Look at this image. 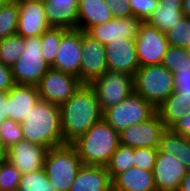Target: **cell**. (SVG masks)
<instances>
[{
	"instance_id": "41",
	"label": "cell",
	"mask_w": 190,
	"mask_h": 191,
	"mask_svg": "<svg viewBox=\"0 0 190 191\" xmlns=\"http://www.w3.org/2000/svg\"><path fill=\"white\" fill-rule=\"evenodd\" d=\"M170 129L174 133H177L189 139L190 138V112L185 113L183 118L178 120Z\"/></svg>"
},
{
	"instance_id": "13",
	"label": "cell",
	"mask_w": 190,
	"mask_h": 191,
	"mask_svg": "<svg viewBox=\"0 0 190 191\" xmlns=\"http://www.w3.org/2000/svg\"><path fill=\"white\" fill-rule=\"evenodd\" d=\"M82 61L81 30H68L61 38L52 69L80 78Z\"/></svg>"
},
{
	"instance_id": "12",
	"label": "cell",
	"mask_w": 190,
	"mask_h": 191,
	"mask_svg": "<svg viewBox=\"0 0 190 191\" xmlns=\"http://www.w3.org/2000/svg\"><path fill=\"white\" fill-rule=\"evenodd\" d=\"M81 49L80 81L91 84L108 69L105 45L81 31Z\"/></svg>"
},
{
	"instance_id": "4",
	"label": "cell",
	"mask_w": 190,
	"mask_h": 191,
	"mask_svg": "<svg viewBox=\"0 0 190 191\" xmlns=\"http://www.w3.org/2000/svg\"><path fill=\"white\" fill-rule=\"evenodd\" d=\"M83 166L71 144L48 150L43 169L57 191H70L79 169Z\"/></svg>"
},
{
	"instance_id": "48",
	"label": "cell",
	"mask_w": 190,
	"mask_h": 191,
	"mask_svg": "<svg viewBox=\"0 0 190 191\" xmlns=\"http://www.w3.org/2000/svg\"><path fill=\"white\" fill-rule=\"evenodd\" d=\"M5 3H11V2H15V1H18V0H3Z\"/></svg>"
},
{
	"instance_id": "8",
	"label": "cell",
	"mask_w": 190,
	"mask_h": 191,
	"mask_svg": "<svg viewBox=\"0 0 190 191\" xmlns=\"http://www.w3.org/2000/svg\"><path fill=\"white\" fill-rule=\"evenodd\" d=\"M96 93L102 112L118 105L134 92V77L130 74L106 70L90 84Z\"/></svg>"
},
{
	"instance_id": "26",
	"label": "cell",
	"mask_w": 190,
	"mask_h": 191,
	"mask_svg": "<svg viewBox=\"0 0 190 191\" xmlns=\"http://www.w3.org/2000/svg\"><path fill=\"white\" fill-rule=\"evenodd\" d=\"M166 129H170L185 113L190 112V107L179 98V94L173 92L157 109Z\"/></svg>"
},
{
	"instance_id": "29",
	"label": "cell",
	"mask_w": 190,
	"mask_h": 191,
	"mask_svg": "<svg viewBox=\"0 0 190 191\" xmlns=\"http://www.w3.org/2000/svg\"><path fill=\"white\" fill-rule=\"evenodd\" d=\"M67 31L63 28H49L41 35V54L50 67L54 64L61 38Z\"/></svg>"
},
{
	"instance_id": "22",
	"label": "cell",
	"mask_w": 190,
	"mask_h": 191,
	"mask_svg": "<svg viewBox=\"0 0 190 191\" xmlns=\"http://www.w3.org/2000/svg\"><path fill=\"white\" fill-rule=\"evenodd\" d=\"M112 191H157L153 171L131 167L112 179Z\"/></svg>"
},
{
	"instance_id": "44",
	"label": "cell",
	"mask_w": 190,
	"mask_h": 191,
	"mask_svg": "<svg viewBox=\"0 0 190 191\" xmlns=\"http://www.w3.org/2000/svg\"><path fill=\"white\" fill-rule=\"evenodd\" d=\"M181 9L183 15L190 18V0H182Z\"/></svg>"
},
{
	"instance_id": "35",
	"label": "cell",
	"mask_w": 190,
	"mask_h": 191,
	"mask_svg": "<svg viewBox=\"0 0 190 191\" xmlns=\"http://www.w3.org/2000/svg\"><path fill=\"white\" fill-rule=\"evenodd\" d=\"M21 173L7 159L0 163V191H18Z\"/></svg>"
},
{
	"instance_id": "46",
	"label": "cell",
	"mask_w": 190,
	"mask_h": 191,
	"mask_svg": "<svg viewBox=\"0 0 190 191\" xmlns=\"http://www.w3.org/2000/svg\"><path fill=\"white\" fill-rule=\"evenodd\" d=\"M31 1L39 2V3H45L47 0H31Z\"/></svg>"
},
{
	"instance_id": "20",
	"label": "cell",
	"mask_w": 190,
	"mask_h": 191,
	"mask_svg": "<svg viewBox=\"0 0 190 191\" xmlns=\"http://www.w3.org/2000/svg\"><path fill=\"white\" fill-rule=\"evenodd\" d=\"M79 1L47 0L44 3V9L50 28L77 29Z\"/></svg>"
},
{
	"instance_id": "24",
	"label": "cell",
	"mask_w": 190,
	"mask_h": 191,
	"mask_svg": "<svg viewBox=\"0 0 190 191\" xmlns=\"http://www.w3.org/2000/svg\"><path fill=\"white\" fill-rule=\"evenodd\" d=\"M181 3L182 0H159L156 9L145 22L166 33L183 18Z\"/></svg>"
},
{
	"instance_id": "27",
	"label": "cell",
	"mask_w": 190,
	"mask_h": 191,
	"mask_svg": "<svg viewBox=\"0 0 190 191\" xmlns=\"http://www.w3.org/2000/svg\"><path fill=\"white\" fill-rule=\"evenodd\" d=\"M24 51V37L20 35L15 34L0 40V62L8 67H12Z\"/></svg>"
},
{
	"instance_id": "14",
	"label": "cell",
	"mask_w": 190,
	"mask_h": 191,
	"mask_svg": "<svg viewBox=\"0 0 190 191\" xmlns=\"http://www.w3.org/2000/svg\"><path fill=\"white\" fill-rule=\"evenodd\" d=\"M108 70L134 77L139 66L135 39L114 38L105 45Z\"/></svg>"
},
{
	"instance_id": "19",
	"label": "cell",
	"mask_w": 190,
	"mask_h": 191,
	"mask_svg": "<svg viewBox=\"0 0 190 191\" xmlns=\"http://www.w3.org/2000/svg\"><path fill=\"white\" fill-rule=\"evenodd\" d=\"M39 100L37 86L15 84L8 91V119L21 123Z\"/></svg>"
},
{
	"instance_id": "7",
	"label": "cell",
	"mask_w": 190,
	"mask_h": 191,
	"mask_svg": "<svg viewBox=\"0 0 190 191\" xmlns=\"http://www.w3.org/2000/svg\"><path fill=\"white\" fill-rule=\"evenodd\" d=\"M156 109L133 92L118 105L103 112V119L117 132L150 118Z\"/></svg>"
},
{
	"instance_id": "40",
	"label": "cell",
	"mask_w": 190,
	"mask_h": 191,
	"mask_svg": "<svg viewBox=\"0 0 190 191\" xmlns=\"http://www.w3.org/2000/svg\"><path fill=\"white\" fill-rule=\"evenodd\" d=\"M14 85L11 67L0 62V92L9 91Z\"/></svg>"
},
{
	"instance_id": "47",
	"label": "cell",
	"mask_w": 190,
	"mask_h": 191,
	"mask_svg": "<svg viewBox=\"0 0 190 191\" xmlns=\"http://www.w3.org/2000/svg\"><path fill=\"white\" fill-rule=\"evenodd\" d=\"M6 3L3 0H0V9L5 5Z\"/></svg>"
},
{
	"instance_id": "39",
	"label": "cell",
	"mask_w": 190,
	"mask_h": 191,
	"mask_svg": "<svg viewBox=\"0 0 190 191\" xmlns=\"http://www.w3.org/2000/svg\"><path fill=\"white\" fill-rule=\"evenodd\" d=\"M111 10L113 18L132 17L129 0H104Z\"/></svg>"
},
{
	"instance_id": "28",
	"label": "cell",
	"mask_w": 190,
	"mask_h": 191,
	"mask_svg": "<svg viewBox=\"0 0 190 191\" xmlns=\"http://www.w3.org/2000/svg\"><path fill=\"white\" fill-rule=\"evenodd\" d=\"M134 148L119 145L111 156L105 168L108 171L111 179L117 174L134 167Z\"/></svg>"
},
{
	"instance_id": "18",
	"label": "cell",
	"mask_w": 190,
	"mask_h": 191,
	"mask_svg": "<svg viewBox=\"0 0 190 191\" xmlns=\"http://www.w3.org/2000/svg\"><path fill=\"white\" fill-rule=\"evenodd\" d=\"M142 21L135 17L113 18L105 22L90 27L86 33L92 38L106 45L114 38L135 39Z\"/></svg>"
},
{
	"instance_id": "43",
	"label": "cell",
	"mask_w": 190,
	"mask_h": 191,
	"mask_svg": "<svg viewBox=\"0 0 190 191\" xmlns=\"http://www.w3.org/2000/svg\"><path fill=\"white\" fill-rule=\"evenodd\" d=\"M178 191H190V168L187 171V174L180 183Z\"/></svg>"
},
{
	"instance_id": "9",
	"label": "cell",
	"mask_w": 190,
	"mask_h": 191,
	"mask_svg": "<svg viewBox=\"0 0 190 191\" xmlns=\"http://www.w3.org/2000/svg\"><path fill=\"white\" fill-rule=\"evenodd\" d=\"M80 78L50 68L37 85L40 100L60 106L81 87Z\"/></svg>"
},
{
	"instance_id": "5",
	"label": "cell",
	"mask_w": 190,
	"mask_h": 191,
	"mask_svg": "<svg viewBox=\"0 0 190 191\" xmlns=\"http://www.w3.org/2000/svg\"><path fill=\"white\" fill-rule=\"evenodd\" d=\"M134 92L157 109L173 92V73L163 65L140 66L134 75Z\"/></svg>"
},
{
	"instance_id": "30",
	"label": "cell",
	"mask_w": 190,
	"mask_h": 191,
	"mask_svg": "<svg viewBox=\"0 0 190 191\" xmlns=\"http://www.w3.org/2000/svg\"><path fill=\"white\" fill-rule=\"evenodd\" d=\"M18 17V1L6 3L0 9V40L16 34Z\"/></svg>"
},
{
	"instance_id": "31",
	"label": "cell",
	"mask_w": 190,
	"mask_h": 191,
	"mask_svg": "<svg viewBox=\"0 0 190 191\" xmlns=\"http://www.w3.org/2000/svg\"><path fill=\"white\" fill-rule=\"evenodd\" d=\"M18 191H57L48 180L44 169L22 174Z\"/></svg>"
},
{
	"instance_id": "17",
	"label": "cell",
	"mask_w": 190,
	"mask_h": 191,
	"mask_svg": "<svg viewBox=\"0 0 190 191\" xmlns=\"http://www.w3.org/2000/svg\"><path fill=\"white\" fill-rule=\"evenodd\" d=\"M19 17L16 34L24 38L40 36L50 26L44 9V3L31 0H18Z\"/></svg>"
},
{
	"instance_id": "16",
	"label": "cell",
	"mask_w": 190,
	"mask_h": 191,
	"mask_svg": "<svg viewBox=\"0 0 190 191\" xmlns=\"http://www.w3.org/2000/svg\"><path fill=\"white\" fill-rule=\"evenodd\" d=\"M48 148L22 140L6 150V159L21 174L31 173L43 169Z\"/></svg>"
},
{
	"instance_id": "2",
	"label": "cell",
	"mask_w": 190,
	"mask_h": 191,
	"mask_svg": "<svg viewBox=\"0 0 190 191\" xmlns=\"http://www.w3.org/2000/svg\"><path fill=\"white\" fill-rule=\"evenodd\" d=\"M24 140L48 149L64 145L60 108L56 104L39 100L20 123Z\"/></svg>"
},
{
	"instance_id": "36",
	"label": "cell",
	"mask_w": 190,
	"mask_h": 191,
	"mask_svg": "<svg viewBox=\"0 0 190 191\" xmlns=\"http://www.w3.org/2000/svg\"><path fill=\"white\" fill-rule=\"evenodd\" d=\"M174 92L190 107V69L173 72Z\"/></svg>"
},
{
	"instance_id": "45",
	"label": "cell",
	"mask_w": 190,
	"mask_h": 191,
	"mask_svg": "<svg viewBox=\"0 0 190 191\" xmlns=\"http://www.w3.org/2000/svg\"><path fill=\"white\" fill-rule=\"evenodd\" d=\"M6 159V150L3 148L2 144L0 143V163Z\"/></svg>"
},
{
	"instance_id": "23",
	"label": "cell",
	"mask_w": 190,
	"mask_h": 191,
	"mask_svg": "<svg viewBox=\"0 0 190 191\" xmlns=\"http://www.w3.org/2000/svg\"><path fill=\"white\" fill-rule=\"evenodd\" d=\"M78 14L77 29L83 32H86L92 26L113 19L111 10L104 0H80Z\"/></svg>"
},
{
	"instance_id": "37",
	"label": "cell",
	"mask_w": 190,
	"mask_h": 191,
	"mask_svg": "<svg viewBox=\"0 0 190 191\" xmlns=\"http://www.w3.org/2000/svg\"><path fill=\"white\" fill-rule=\"evenodd\" d=\"M158 149L154 148H134V167L146 171H153Z\"/></svg>"
},
{
	"instance_id": "15",
	"label": "cell",
	"mask_w": 190,
	"mask_h": 191,
	"mask_svg": "<svg viewBox=\"0 0 190 191\" xmlns=\"http://www.w3.org/2000/svg\"><path fill=\"white\" fill-rule=\"evenodd\" d=\"M188 169L177 160L175 155H169L158 150L153 170L156 190L178 191Z\"/></svg>"
},
{
	"instance_id": "34",
	"label": "cell",
	"mask_w": 190,
	"mask_h": 191,
	"mask_svg": "<svg viewBox=\"0 0 190 191\" xmlns=\"http://www.w3.org/2000/svg\"><path fill=\"white\" fill-rule=\"evenodd\" d=\"M24 140L21 124L10 119L0 124V143L5 150Z\"/></svg>"
},
{
	"instance_id": "10",
	"label": "cell",
	"mask_w": 190,
	"mask_h": 191,
	"mask_svg": "<svg viewBox=\"0 0 190 191\" xmlns=\"http://www.w3.org/2000/svg\"><path fill=\"white\" fill-rule=\"evenodd\" d=\"M135 42L139 66L161 65L163 56L169 48L165 33L142 22Z\"/></svg>"
},
{
	"instance_id": "11",
	"label": "cell",
	"mask_w": 190,
	"mask_h": 191,
	"mask_svg": "<svg viewBox=\"0 0 190 191\" xmlns=\"http://www.w3.org/2000/svg\"><path fill=\"white\" fill-rule=\"evenodd\" d=\"M165 130L166 127L156 111L147 120L119 132L120 144L132 148L159 149L160 139Z\"/></svg>"
},
{
	"instance_id": "21",
	"label": "cell",
	"mask_w": 190,
	"mask_h": 191,
	"mask_svg": "<svg viewBox=\"0 0 190 191\" xmlns=\"http://www.w3.org/2000/svg\"><path fill=\"white\" fill-rule=\"evenodd\" d=\"M70 191H112V179L104 166L83 165Z\"/></svg>"
},
{
	"instance_id": "25",
	"label": "cell",
	"mask_w": 190,
	"mask_h": 191,
	"mask_svg": "<svg viewBox=\"0 0 190 191\" xmlns=\"http://www.w3.org/2000/svg\"><path fill=\"white\" fill-rule=\"evenodd\" d=\"M158 150L175 155L178 161L190 168V144L187 138L166 129L161 136Z\"/></svg>"
},
{
	"instance_id": "1",
	"label": "cell",
	"mask_w": 190,
	"mask_h": 191,
	"mask_svg": "<svg viewBox=\"0 0 190 191\" xmlns=\"http://www.w3.org/2000/svg\"><path fill=\"white\" fill-rule=\"evenodd\" d=\"M59 108L65 144H71L103 118L96 93L90 84H82Z\"/></svg>"
},
{
	"instance_id": "3",
	"label": "cell",
	"mask_w": 190,
	"mask_h": 191,
	"mask_svg": "<svg viewBox=\"0 0 190 191\" xmlns=\"http://www.w3.org/2000/svg\"><path fill=\"white\" fill-rule=\"evenodd\" d=\"M83 165L106 166L120 145L119 132L103 118L71 143Z\"/></svg>"
},
{
	"instance_id": "32",
	"label": "cell",
	"mask_w": 190,
	"mask_h": 191,
	"mask_svg": "<svg viewBox=\"0 0 190 191\" xmlns=\"http://www.w3.org/2000/svg\"><path fill=\"white\" fill-rule=\"evenodd\" d=\"M161 65L170 70L190 69V50L184 47L169 46L164 54Z\"/></svg>"
},
{
	"instance_id": "33",
	"label": "cell",
	"mask_w": 190,
	"mask_h": 191,
	"mask_svg": "<svg viewBox=\"0 0 190 191\" xmlns=\"http://www.w3.org/2000/svg\"><path fill=\"white\" fill-rule=\"evenodd\" d=\"M165 35L169 46L188 49L190 47V18L183 16Z\"/></svg>"
},
{
	"instance_id": "38",
	"label": "cell",
	"mask_w": 190,
	"mask_h": 191,
	"mask_svg": "<svg viewBox=\"0 0 190 191\" xmlns=\"http://www.w3.org/2000/svg\"><path fill=\"white\" fill-rule=\"evenodd\" d=\"M133 17L145 22L156 9L159 0H129Z\"/></svg>"
},
{
	"instance_id": "42",
	"label": "cell",
	"mask_w": 190,
	"mask_h": 191,
	"mask_svg": "<svg viewBox=\"0 0 190 191\" xmlns=\"http://www.w3.org/2000/svg\"><path fill=\"white\" fill-rule=\"evenodd\" d=\"M8 119V91L0 92V124Z\"/></svg>"
},
{
	"instance_id": "6",
	"label": "cell",
	"mask_w": 190,
	"mask_h": 191,
	"mask_svg": "<svg viewBox=\"0 0 190 191\" xmlns=\"http://www.w3.org/2000/svg\"><path fill=\"white\" fill-rule=\"evenodd\" d=\"M25 51L11 67L15 84L37 86L50 69L41 54V35L24 38Z\"/></svg>"
}]
</instances>
